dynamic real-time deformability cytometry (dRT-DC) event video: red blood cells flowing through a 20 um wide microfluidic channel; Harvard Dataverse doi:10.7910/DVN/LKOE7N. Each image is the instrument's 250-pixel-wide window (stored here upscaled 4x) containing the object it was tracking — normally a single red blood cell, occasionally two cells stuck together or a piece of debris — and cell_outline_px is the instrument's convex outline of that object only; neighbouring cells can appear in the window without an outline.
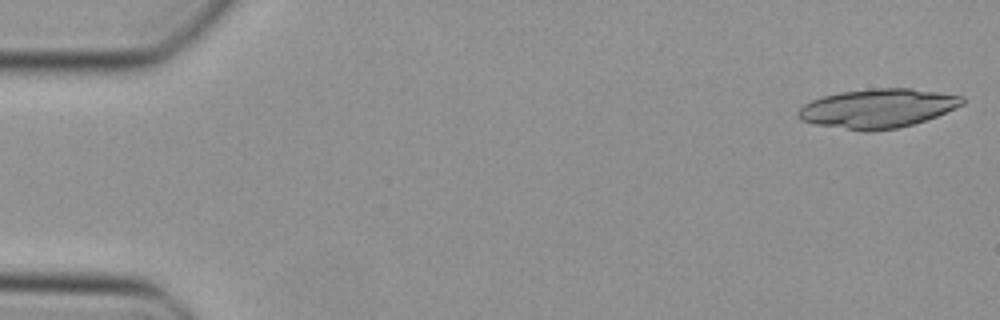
{"species": "Egyptian fruit bat (a non-hibernating species)", "species_latin": "Rousettus aegyptiacus", "temperature_condition": "cold", "stored_images_in_passage": 47, "camera_frame_rate_fps": 3000, "um_per_image_px": 0.085, "animal": {"sex": "female"}, "frame": {"image": 1, "passage_image": 1, "time_ms": 0.0, "image_size_px": [1000, 320], "cell_outline_px": [[964, 104], [936, 116], [912, 124], [896, 128], [868, 132], [864, 132], [816, 124], [800, 120], [796, 112], [804, 104], [812, 100], [824, 96], [840, 92], [876, 88], [912, 88], [964, 96]], "centroid_in_image_um": [74.6, 9.21], "position_along_channel_um": 10.4, "area_um2": 37.22}}